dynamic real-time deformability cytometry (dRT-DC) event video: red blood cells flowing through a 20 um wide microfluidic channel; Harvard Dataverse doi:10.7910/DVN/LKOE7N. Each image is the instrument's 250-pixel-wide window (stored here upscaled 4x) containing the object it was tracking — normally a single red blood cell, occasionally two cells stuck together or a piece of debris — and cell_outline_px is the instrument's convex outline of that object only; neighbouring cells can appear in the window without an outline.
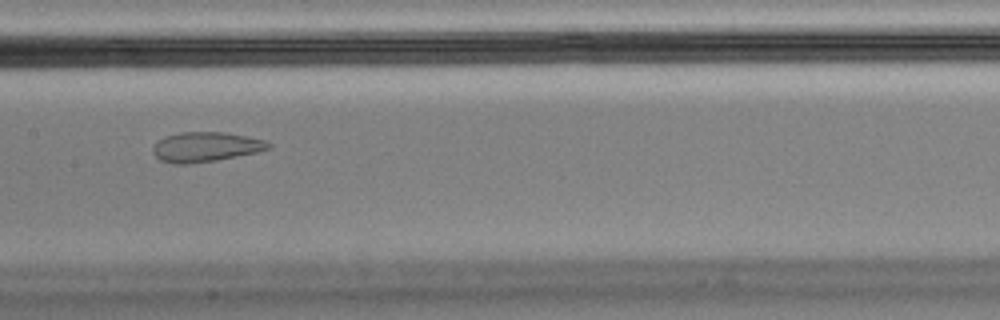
{"species": "Egyptian fruit bat (a non-hibernating species)", "species_latin": "Rousettus aegyptiacus", "temperature_condition": "cold", "stored_images_in_passage": 51, "segment_of_instrument_passage": [1, 2], "camera_frame_rate_fps": 3000, "um_per_image_px": 0.085, "animal": {"sex": "male"}, "frame": {"image": 1, "passage_image": 22, "time_ms": 7.0, "image_size_px": [1000, 320], "cell_outline_px": [[272, 148], [256, 152], [216, 160], [188, 164], [172, 164], [160, 160], [152, 152], [152, 148], [156, 140], [164, 136], [180, 132], [224, 132], [268, 140], [272, 144]], "centroid_in_image_um": [17.47, 12.48], "position_along_channel_um": 189.9, "area_um2": 20.29}}